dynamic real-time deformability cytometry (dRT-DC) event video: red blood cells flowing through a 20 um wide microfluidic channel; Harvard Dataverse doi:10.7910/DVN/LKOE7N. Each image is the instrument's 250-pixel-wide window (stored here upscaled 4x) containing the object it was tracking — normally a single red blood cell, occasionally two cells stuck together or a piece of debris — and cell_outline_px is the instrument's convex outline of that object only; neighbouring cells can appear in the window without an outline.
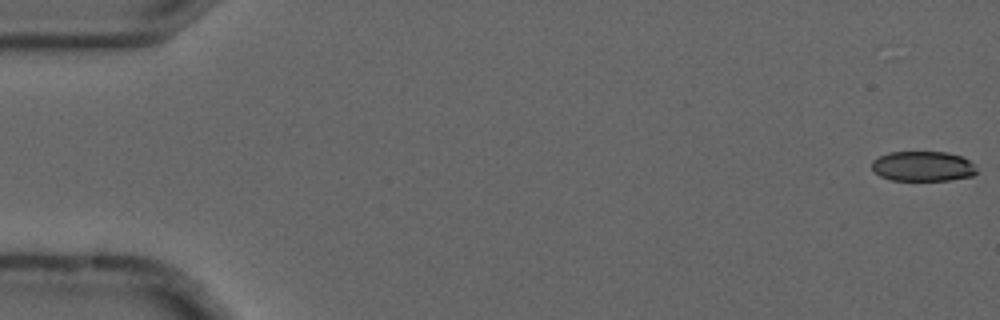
{"species": "common noctule bat (a hibernating species)", "species_latin": "Nyctalus noctula", "temperature_condition": "cold", "stored_images_in_passage": 5, "camera_frame_rate_fps": 3000, "um_per_image_px": 0.085, "animal": {"sex": "male", "forearm_length_mm": 52.5}, "frame": {"image": 1, "passage_image": 1, "time_ms": 0.0, "image_size_px": [1000, 320], "cell_outline_px": [[976, 172], [972, 176], [948, 180], [892, 180], [880, 176], [872, 168], [872, 160], [888, 152], [948, 152], [960, 156], [968, 160], [976, 168]], "centroid_in_image_um": [78.42, 14.13], "position_along_channel_um": 6.6, "area_um2": 18.21}}
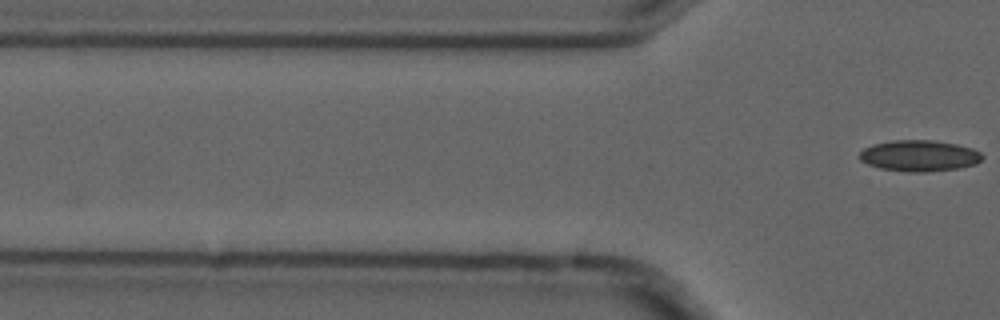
{"frame": {"image": 2, "passage_image": 5, "time_ms": 1.333, "image_size_px": [1000, 320], "cell_outline_px": [[984, 156], [976, 164], [956, 168], [928, 172], [908, 172], [880, 168], [868, 164], [860, 160], [860, 152], [864, 148], [872, 144], [892, 140], [936, 140], [956, 144], [972, 148], [980, 152]], "centroid_in_image_um": [78.13, 13.23], "position_along_channel_um": 47.7, "area_um2": 22.31}}